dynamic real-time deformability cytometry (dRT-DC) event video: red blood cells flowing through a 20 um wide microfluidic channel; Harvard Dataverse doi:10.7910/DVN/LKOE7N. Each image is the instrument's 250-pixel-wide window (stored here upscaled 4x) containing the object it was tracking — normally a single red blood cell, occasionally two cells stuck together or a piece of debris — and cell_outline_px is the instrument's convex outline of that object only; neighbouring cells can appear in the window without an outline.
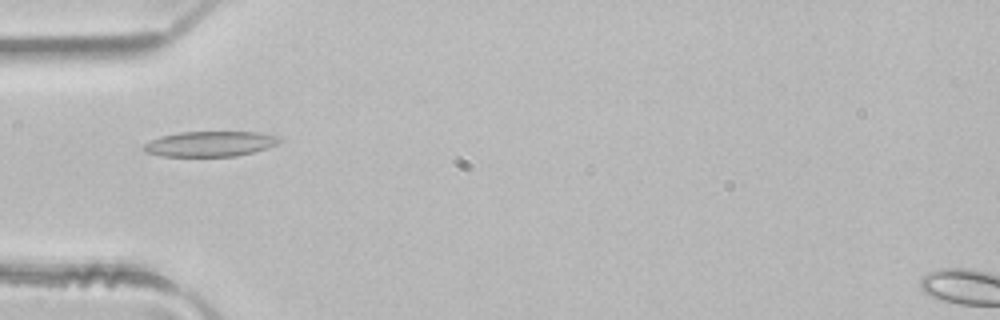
{"species": "common noctule bat (a hibernating species)", "species_latin": "Nyctalus noctula", "temperature_condition": "room temperature", "stored_images_in_passage": 37, "camera_frame_rate_fps": 3000, "um_per_image_px": 0.085, "animal": {"sex": "male", "body_mass_g": 21.5, "forearm_length_mm": 52.0}, "frame": {"image": 1, "passage_image": 4, "time_ms": 1.0, "image_size_px": [1000, 320], "cell_outline_px": [[280, 140], [276, 144], [252, 152], [236, 156], [160, 156], [144, 152], [140, 148], [144, 144], [160, 136], [180, 132], [260, 132], [276, 136]], "centroid_in_image_um": [17.77, 12.23], "position_along_channel_um": 67.2, "area_um2": 19.83}}
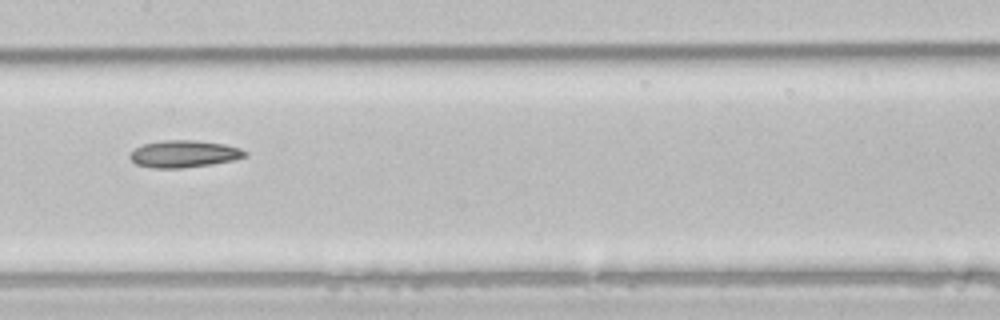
{"frame": {"image": 2, "passage_image": 13, "time_ms": 4.0, "image_size_px": [1000, 320], "cell_outline_px": [[248, 156], [232, 160], [212, 164], [180, 168], [152, 168], [136, 164], [128, 156], [136, 148], [144, 144], [164, 140], [196, 140], [224, 144], [240, 148], [248, 152]], "centroid_in_image_um": [15.66, 13.08], "position_along_channel_um": 191.7, "area_um2": 18.09}}
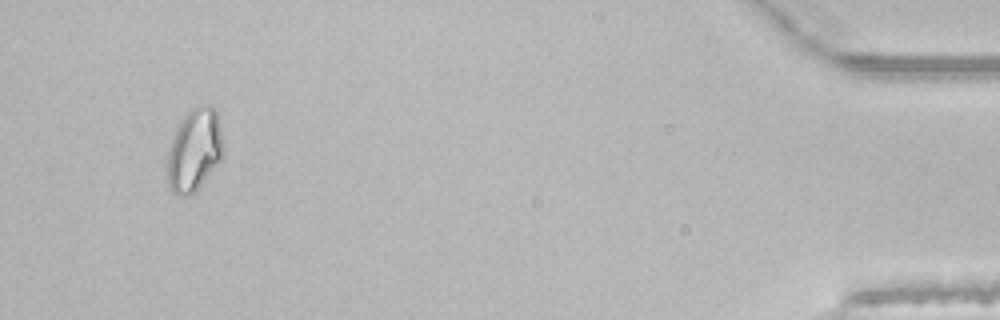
{"frame": {"image": 3, "passage_image": 35, "time_ms": 11.333, "image_size_px": [1000, 320], "cell_outline_px": [[224, 156], [196, 192], [188, 196], [176, 196], [172, 192], [168, 184], [168, 152], [176, 128], [184, 112], [188, 108], [200, 104], [212, 104], [216, 108], [224, 148]], "centroid_in_image_um": [16.54, 12.72], "position_along_channel_um": 418.7, "area_um2": 27.57}}